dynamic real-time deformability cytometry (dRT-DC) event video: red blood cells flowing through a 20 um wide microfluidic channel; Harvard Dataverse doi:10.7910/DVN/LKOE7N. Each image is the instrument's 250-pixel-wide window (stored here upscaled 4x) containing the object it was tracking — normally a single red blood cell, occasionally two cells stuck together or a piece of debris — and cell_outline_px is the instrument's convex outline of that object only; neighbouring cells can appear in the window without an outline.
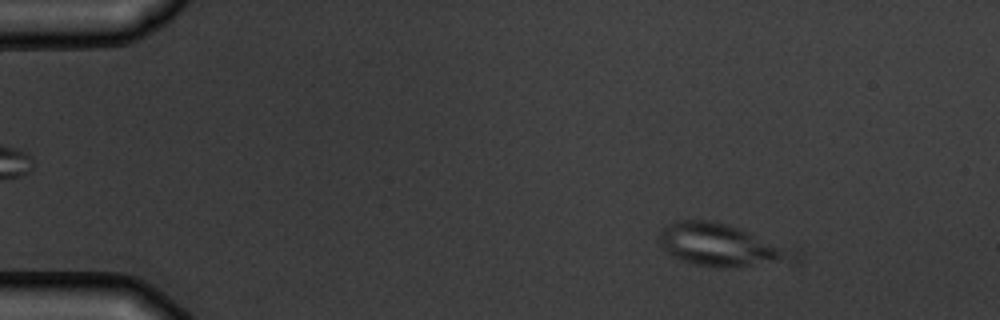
{"species": "common noctule bat (a hibernating species)", "species_latin": "Nyctalus noctula", "temperature_condition": "warm", "stored_images_in_passage": 7, "camera_frame_rate_fps": 3000, "um_per_image_px": 0.085, "animal": {"sex": "male", "body_mass_g": 19.5, "forearm_length_mm": 54.6}, "frame": {"image": 1, "passage_image": 2, "time_ms": 1.333, "image_size_px": [1000, 320], "cell_outline_px": [[800, 256], [796, 260], [736, 268], [720, 268], [692, 264], [672, 256], [664, 252], [660, 244], [660, 232], [668, 224], [676, 220], [708, 220], [728, 224], [740, 228]], "centroid_in_image_um": [61.15, 20.85], "position_along_channel_um": 23.8, "area_um2": 32.66}}